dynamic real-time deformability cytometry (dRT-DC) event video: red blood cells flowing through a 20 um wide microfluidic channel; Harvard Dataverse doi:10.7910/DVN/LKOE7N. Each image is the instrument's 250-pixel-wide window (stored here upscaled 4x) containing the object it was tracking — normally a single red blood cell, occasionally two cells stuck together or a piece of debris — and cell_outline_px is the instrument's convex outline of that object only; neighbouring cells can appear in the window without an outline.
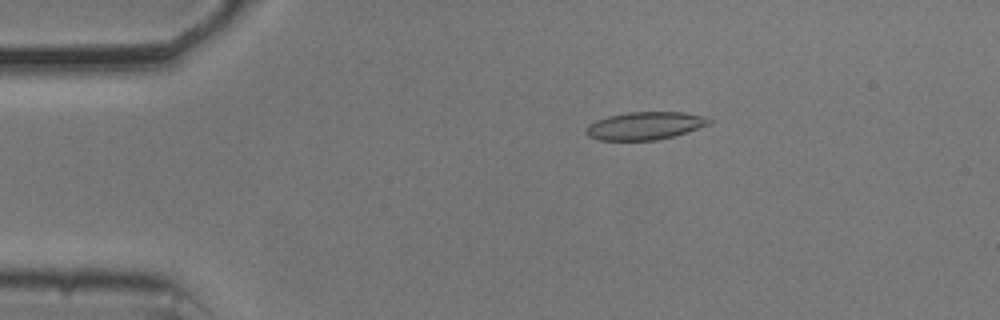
{"species": "common noctule bat (a hibernating species)", "species_latin": "Nyctalus noctula", "temperature_condition": "cold", "stored_images_in_passage": 46, "camera_frame_rate_fps": 3000, "um_per_image_px": 0.085, "animal": {"sex": "male", "body_mass_g": 20.5, "forearm_length_mm": 52.5}, "frame": {"image": 1, "passage_image": 2, "time_ms": 0.333, "image_size_px": [1000, 320], "cell_outline_px": [[712, 120], [708, 124], [688, 132], [656, 140], [600, 140], [588, 136], [584, 132], [584, 128], [588, 124], [596, 120], [608, 116], [628, 112], [684, 112], [704, 116]], "centroid_in_image_um": [54.78, 10.68], "position_along_channel_um": 30.2, "area_um2": 19.94}}
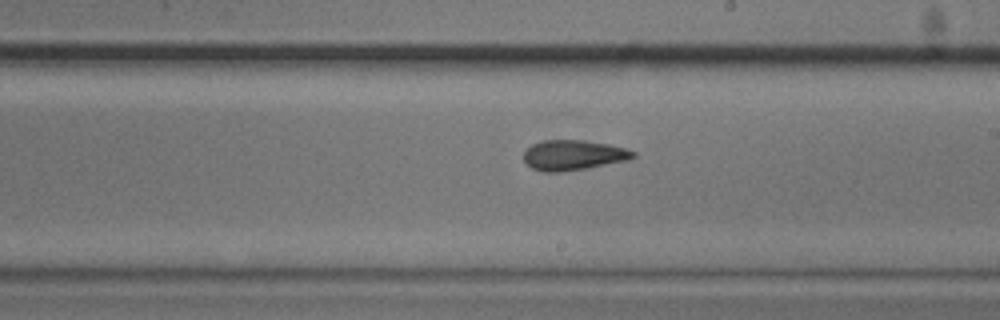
{"frame": {"image": 2, "passage_image": 23, "time_ms": 7.333, "image_size_px": [1000, 320], "cell_outline_px": [[636, 156], [628, 160], [584, 168], [560, 172], [544, 172], [532, 168], [524, 160], [524, 148], [532, 144], [544, 140], [584, 140], [608, 144], [624, 148], [636, 152]], "centroid_in_image_um": [48.7, 13.17], "position_along_channel_um": 240.3, "area_um2": 19.13}}
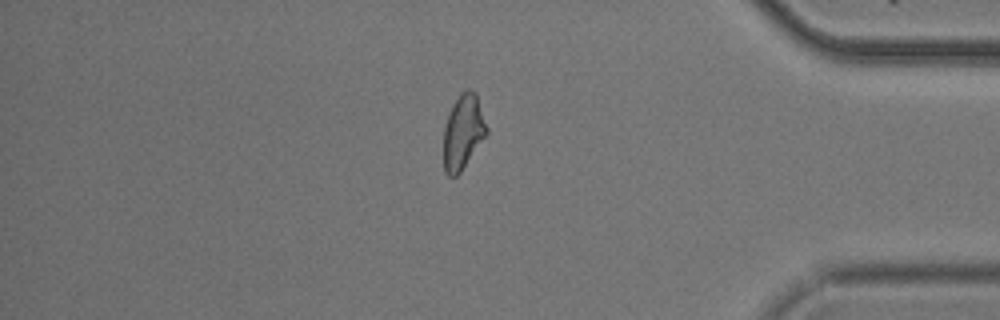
{"frame": {"image": 3, "passage_image": 38, "time_ms": 12.333, "image_size_px": [1000, 320], "cell_outline_px": [[488, 132], [460, 172], [456, 176], [448, 176], [444, 172], [444, 124], [452, 104], [460, 92], [468, 88], [476, 92], [488, 128]], "centroid_in_image_um": [39.36, 11.17], "position_along_channel_um": 395.8, "area_um2": 18.79}, "authors_computed_cell_mechanics": {"area_um2": 19.5075, "velocity_mm_per_s": 3.7043, "shape_relaxation_time_tau1_ms": 10.9024, "shape_relaxation_time_tau2_ms": 3.3069, "deformation_change_tau1": 0.1753, "deformation_change_tau2": 0.1011}}